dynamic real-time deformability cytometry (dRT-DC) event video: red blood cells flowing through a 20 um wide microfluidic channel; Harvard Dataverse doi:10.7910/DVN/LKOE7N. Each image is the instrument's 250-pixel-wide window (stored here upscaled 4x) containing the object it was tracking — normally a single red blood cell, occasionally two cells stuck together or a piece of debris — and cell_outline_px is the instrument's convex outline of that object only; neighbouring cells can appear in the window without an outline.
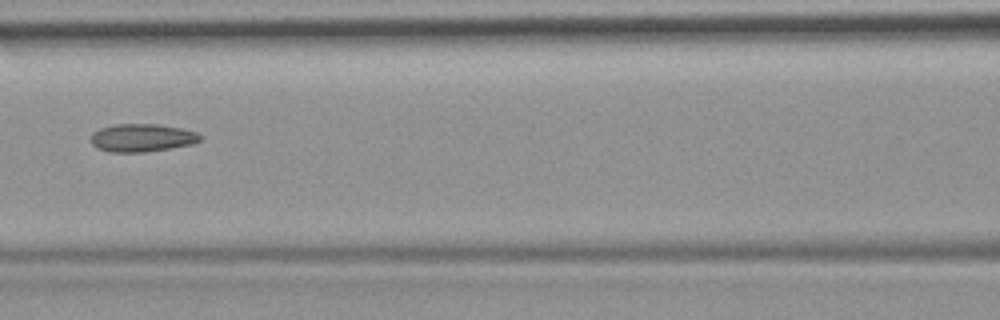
{"species": "common noctule bat (a hibernating species)", "species_latin": "Nyctalus noctula", "temperature_condition": "room temperature", "stored_images_in_passage": 8, "camera_frame_rate_fps": 3000, "um_per_image_px": 0.085, "animal": {"sex": "female", "body_mass_g": 19.9}, "frame": {"image": 1, "passage_image": 7, "time_ms": 2.0, "image_size_px": [1000, 320], "cell_outline_px": [[200, 140], [192, 144], [144, 152], [112, 152], [96, 148], [92, 144], [92, 132], [100, 128], [116, 124], [156, 124], [180, 128], [196, 132], [200, 136]], "centroid_in_image_um": [12.03, 11.71], "position_along_channel_um": 154.6, "area_um2": 17.57}}
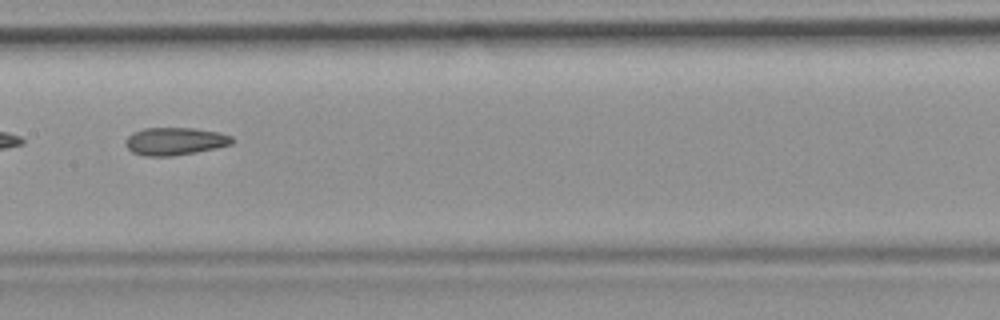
{"frame": {"image": 2, "passage_image": 8, "time_ms": 2.333, "image_size_px": [1000, 320], "cell_outline_px": [[236, 140], [232, 144], [216, 148], [196, 152], [172, 156], [144, 156], [132, 152], [124, 144], [124, 140], [132, 132], [144, 128], [196, 128], [220, 132], [232, 136]], "centroid_in_image_um": [14.88, 12.0], "position_along_channel_um": 192.5, "area_um2": 17.46}}